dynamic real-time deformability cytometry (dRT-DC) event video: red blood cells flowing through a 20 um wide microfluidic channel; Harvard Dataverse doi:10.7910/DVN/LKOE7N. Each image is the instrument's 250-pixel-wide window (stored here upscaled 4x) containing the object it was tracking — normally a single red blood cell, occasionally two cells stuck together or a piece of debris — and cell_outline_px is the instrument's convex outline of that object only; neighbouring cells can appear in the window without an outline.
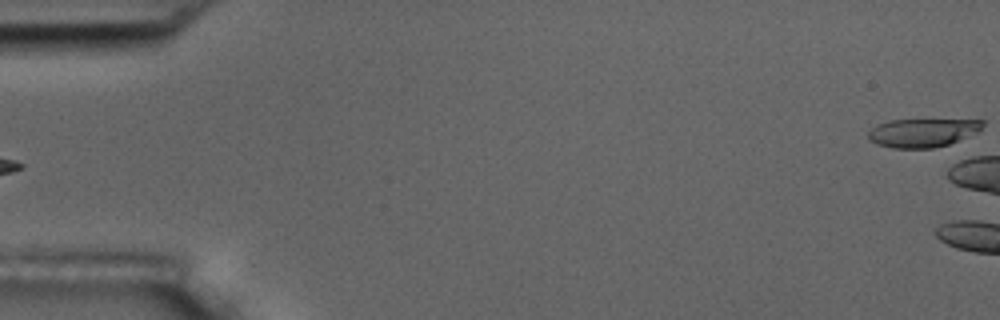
{"species": "common noctule bat (a hibernating species)", "species_latin": "Nyctalus noctula", "temperature_condition": "room temperature", "stored_images_in_passage": 6, "segment_of_instrument_passage": [2, 2], "camera_frame_rate_fps": 3000, "um_per_image_px": 0.085, "animal": {"sex": "male", "body_mass_g": 17.5, "forearm_length_mm": 52.3}, "frame": {"image": 1, "passage_image": 6, "time_ms": 5.667, "image_size_px": [1000, 320], "cell_outline_px": [[984, 124], [980, 132], [948, 144], [932, 148], [892, 148], [876, 144], [868, 140], [868, 132], [872, 128], [888, 120], [984, 120]], "centroid_in_image_um": [78.43, 11.29], "position_along_channel_um": 6.6, "area_um2": 19.02}}